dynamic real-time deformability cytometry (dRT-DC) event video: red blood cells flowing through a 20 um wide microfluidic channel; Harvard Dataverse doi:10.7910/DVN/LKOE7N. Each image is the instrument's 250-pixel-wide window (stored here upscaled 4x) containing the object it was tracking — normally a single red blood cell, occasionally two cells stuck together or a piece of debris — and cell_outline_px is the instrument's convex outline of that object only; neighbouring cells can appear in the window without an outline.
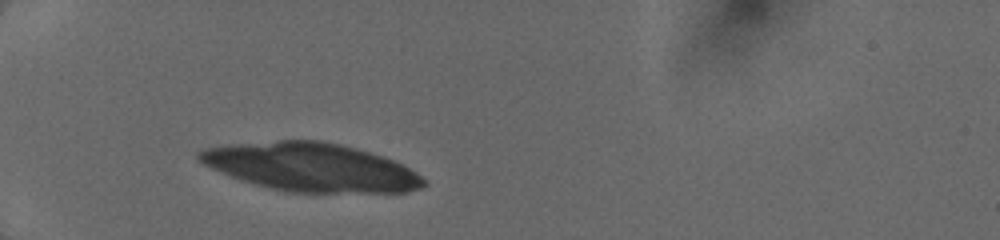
{"species": "human", "species_latin": "Homo sapiens", "temperature_condition": "cold", "stored_images_in_passage": 4, "camera_frame_rate_fps": 3000, "um_per_image_px": 0.085, "donor": {"sex": "female"}, "frame": {"image": 1, "passage_image": 1, "time_ms": 0.0, "image_size_px": [1000, 240], "cell_outline_px": [[428, 184], [420, 188], [408, 192], [284, 192], [268, 188], [240, 180], [212, 168], [204, 164], [196, 156], [196, 152], [208, 148], [240, 144], [280, 140], [320, 140], [340, 144], [356, 148], [392, 160], [416, 172]], "centroid_in_image_um": [26.43, 14.22], "position_along_channel_um": 58.6, "area_um2": 62.54}}